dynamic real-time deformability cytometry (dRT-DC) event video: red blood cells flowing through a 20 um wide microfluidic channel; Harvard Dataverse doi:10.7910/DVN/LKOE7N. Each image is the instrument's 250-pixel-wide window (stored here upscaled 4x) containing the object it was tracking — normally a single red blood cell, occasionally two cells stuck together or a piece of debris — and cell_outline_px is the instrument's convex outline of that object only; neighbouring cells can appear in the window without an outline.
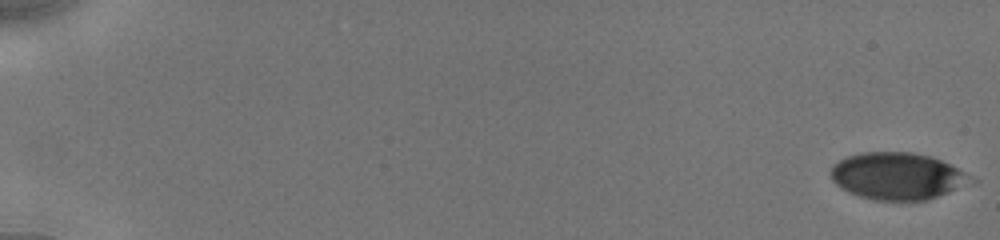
{"species": "human", "species_latin": "Homo sapiens", "temperature_condition": "cold", "stored_images_in_passage": 42, "camera_frame_rate_fps": 3000, "um_per_image_px": 0.085, "donor": {"sex": "male"}, "frame": {"image": 1, "passage_image": 1, "time_ms": 0.0, "image_size_px": [1000, 240], "cell_outline_px": [[980, 180], [976, 184], [928, 200], [872, 200], [848, 192], [836, 184], [832, 180], [828, 172], [832, 164], [848, 156], [860, 152], [912, 152], [932, 156]], "centroid_in_image_um": [76.34, 14.98], "position_along_channel_um": 8.7, "area_um2": 39.07}}
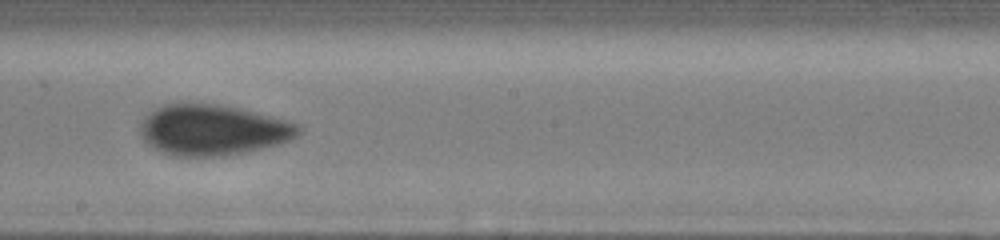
{"frame": {"image": 2, "passage_image": 24, "time_ms": 10.667, "image_size_px": [1000, 240], "cell_outline_px": [[304, 128], [292, 140], [280, 144], [244, 152], [224, 156], [172, 156], [160, 152], [148, 144], [140, 136], [140, 124], [144, 116], [148, 112], [164, 104], [216, 104], [240, 108], [288, 120], [300, 124]], "centroid_in_image_um": [18.1, 11.05], "position_along_channel_um": 230.1, "area_um2": 47.11}}
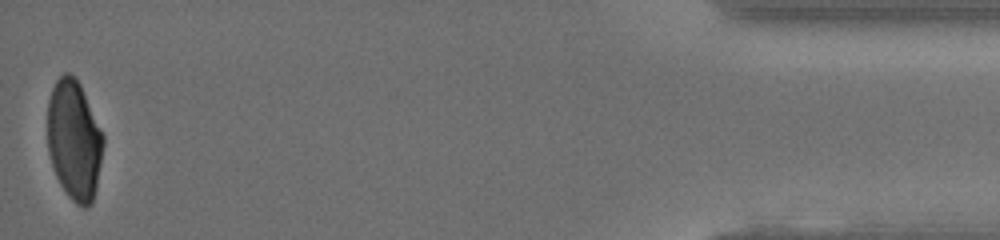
{"frame": {"image": 3, "passage_image": 42, "time_ms": 17.667, "image_size_px": [1000, 240], "cell_outline_px": [[104, 144], [96, 188], [92, 204], [84, 208], [76, 204], [68, 196], [60, 184], [56, 176], [48, 152], [48, 100], [52, 88], [56, 80], [64, 72], [68, 72], [76, 76], [80, 84], [104, 136]], "centroid_in_image_um": [6.3, 11.91], "position_along_channel_um": 428.9, "area_um2": 39.02}, "authors_computed_cell_mechanics": {"area_um2": 42.4541, "velocity_mm_per_s": 3.9223, "shape_relaxation_time_tau1_ms": 4.3832, "shape_relaxation_time_tau2_ms": 1.0107, "deformation_change_tau1": 0.1215, "deformation_change_tau2": 0.0435}}